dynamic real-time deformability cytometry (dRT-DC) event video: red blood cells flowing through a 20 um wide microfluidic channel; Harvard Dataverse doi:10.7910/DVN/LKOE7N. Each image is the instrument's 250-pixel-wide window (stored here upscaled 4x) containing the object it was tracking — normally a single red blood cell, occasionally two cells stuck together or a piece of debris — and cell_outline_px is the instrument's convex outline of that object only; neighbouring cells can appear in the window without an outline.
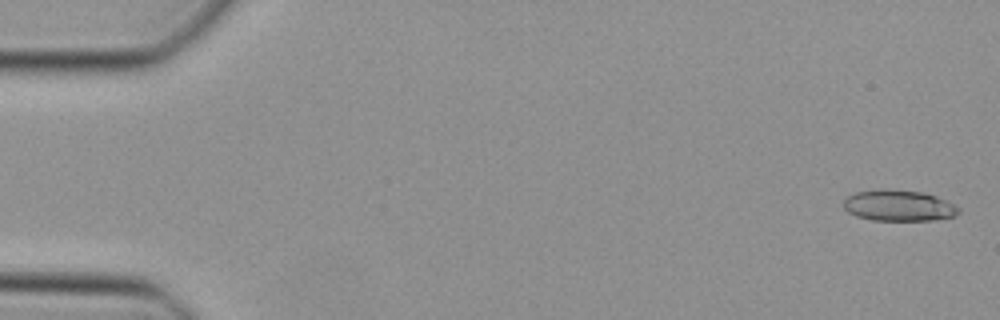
{"species": "Egyptian fruit bat (a non-hibernating species)", "species_latin": "Rousettus aegyptiacus", "temperature_condition": "cold", "stored_images_in_passage": 47, "camera_frame_rate_fps": 3000, "um_per_image_px": 0.085, "animal": {"sex": "female"}, "frame": {"image": 1, "passage_image": 1, "time_ms": 0.0, "image_size_px": [1000, 320], "cell_outline_px": [[960, 212], [956, 216], [936, 220], [872, 220], [856, 216], [848, 212], [844, 208], [844, 200], [848, 196], [856, 192], [880, 188], [884, 188], [924, 192], [936, 196], [960, 208]], "centroid_in_image_um": [76.39, 17.47], "position_along_channel_um": 8.6, "area_um2": 20.98}}
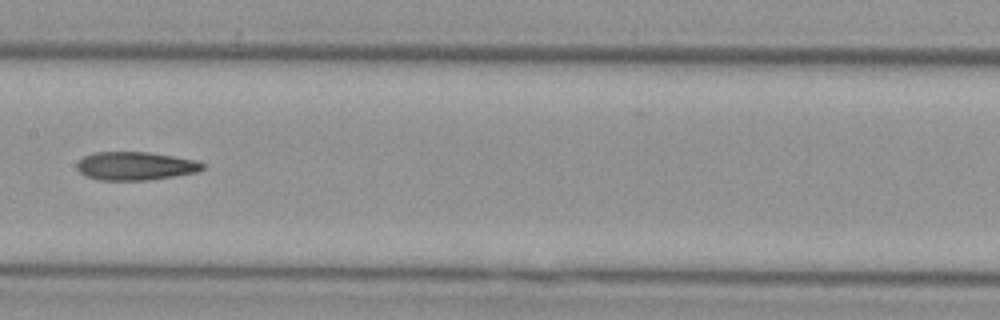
{"frame": {"image": 2, "passage_image": 24, "time_ms": 7.667, "image_size_px": [1000, 320], "cell_outline_px": [[204, 168], [200, 172], [148, 180], [100, 180], [88, 176], [80, 172], [76, 168], [76, 164], [84, 156], [92, 152], [148, 152], [196, 160], [204, 164]], "centroid_in_image_um": [11.52, 14.1], "position_along_channel_um": 195.9, "area_um2": 20.75}}
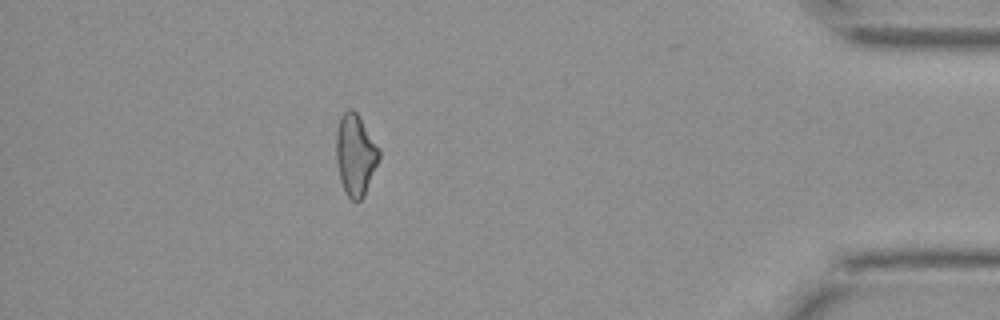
{"frame": {"image": 3, "passage_image": 42, "time_ms": 13.667, "image_size_px": [1000, 320], "cell_outline_px": [[380, 156], [364, 196], [360, 200], [352, 200], [348, 196], [340, 180], [336, 160], [336, 132], [340, 116], [348, 108], [352, 108], [356, 112], [380, 148]], "centroid_in_image_um": [30.2, 13.13], "position_along_channel_um": 405.0, "area_um2": 20.23}}